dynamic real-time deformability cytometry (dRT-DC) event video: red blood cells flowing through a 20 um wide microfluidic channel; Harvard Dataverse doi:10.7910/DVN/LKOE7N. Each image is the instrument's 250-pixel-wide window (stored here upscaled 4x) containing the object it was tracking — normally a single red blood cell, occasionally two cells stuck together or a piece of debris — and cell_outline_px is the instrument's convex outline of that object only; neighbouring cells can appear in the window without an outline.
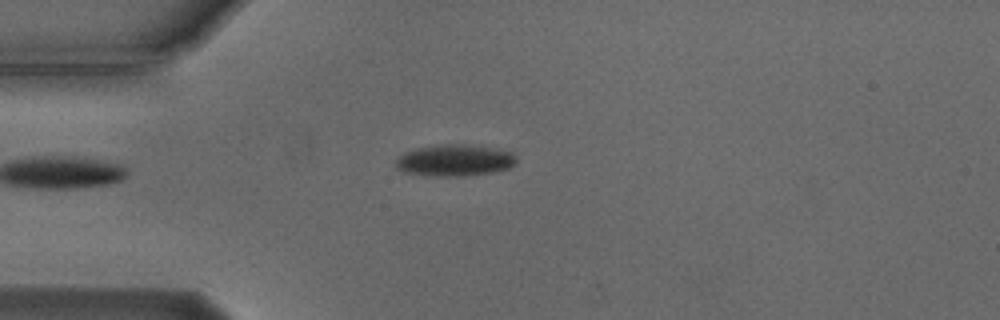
{"species": "Egyptian fruit bat (a non-hibernating species)", "species_latin": "Rousettus aegyptiacus", "temperature_condition": "cold", "stored_images_in_passage": 37, "camera_frame_rate_fps": 3000, "um_per_image_px": 0.085, "animal": {"sex": "male"}, "frame": {"image": 1, "passage_image": 1, "time_ms": 0.0, "image_size_px": [1000, 320], "cell_outline_px": [[516, 160], [508, 168], [488, 172], [456, 176], [444, 176], [408, 172], [396, 168], [396, 160], [404, 152], [416, 148], [436, 144], [472, 144], [512, 152]], "centroid_in_image_um": [38.62, 13.59], "position_along_channel_um": 46.4, "area_um2": 21.68}}
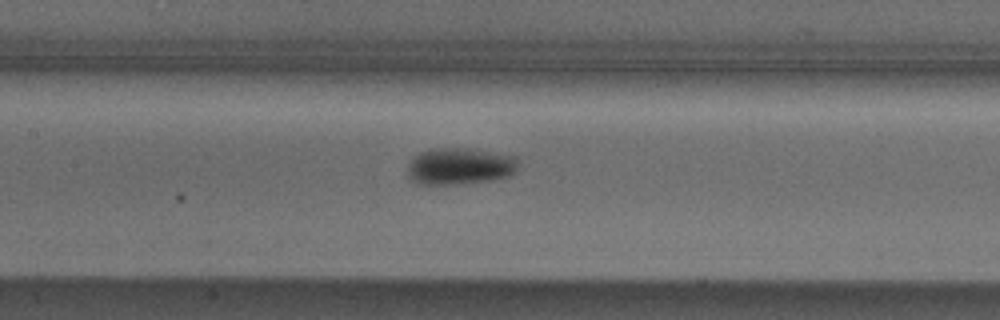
{"frame": {"image": 2, "passage_image": 12, "time_ms": 3.667, "image_size_px": [1000, 320], "cell_outline_px": [[516, 172], [508, 176], [492, 180], [452, 184], [420, 184], [412, 180], [408, 176], [408, 164], [420, 152], [432, 148], [472, 148], [516, 156]], "centroid_in_image_um": [39.08, 14.11], "position_along_channel_um": 168.3, "area_um2": 23.64}}
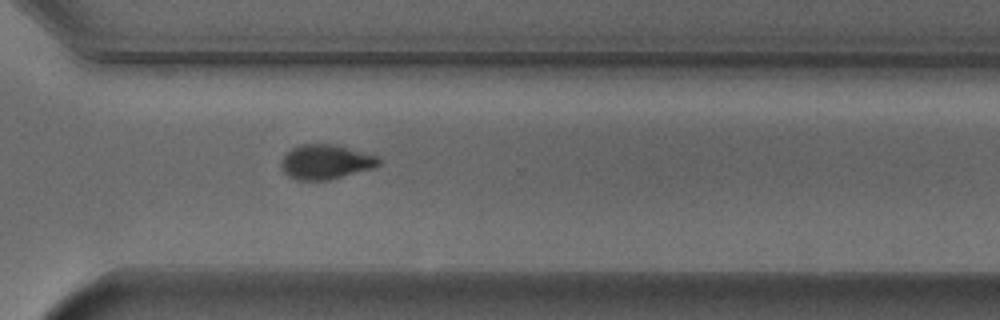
{"frame": {"image": 3, "passage_image": 26, "time_ms": 8.333, "image_size_px": [1000, 320], "cell_outline_px": [[380, 164], [376, 168], [328, 180], [296, 180], [288, 176], [284, 172], [280, 164], [284, 156], [292, 148], [300, 144], [332, 144], [376, 152], [380, 160]], "centroid_in_image_um": [27.78, 13.75], "position_along_channel_um": 342.8, "area_um2": 20.23}, "authors_computed_cell_mechanics": {"area_um2": 21.6172, "velocity_mm_per_s": 3.7452, "shape_relaxation_time_tau1_ms": 2.788, "shape_relaxation_time_tau2_ms": null, "deformation_change_tau1": 0.0832, "deformation_change_tau2": null}}